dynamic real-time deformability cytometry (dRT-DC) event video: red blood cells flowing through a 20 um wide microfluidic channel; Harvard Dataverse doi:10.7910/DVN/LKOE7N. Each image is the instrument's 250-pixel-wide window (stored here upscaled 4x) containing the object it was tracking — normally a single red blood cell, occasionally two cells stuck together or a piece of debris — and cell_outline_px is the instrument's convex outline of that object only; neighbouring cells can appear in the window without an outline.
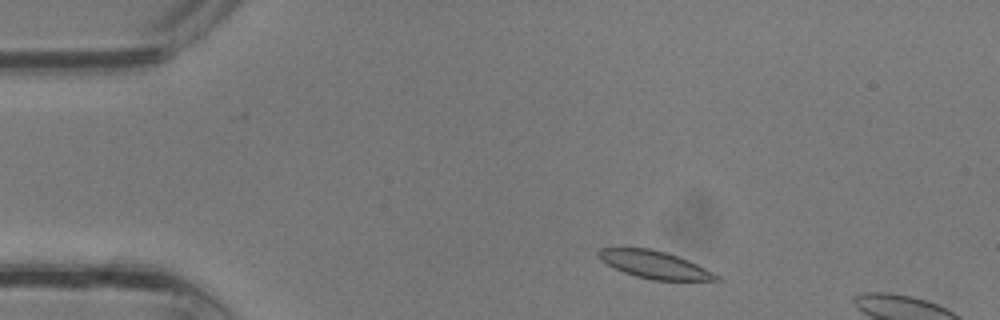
{"species": "common noctule bat (a hibernating species)", "species_latin": "Nyctalus noctula", "temperature_condition": "room temperature", "stored_images_in_passage": 6, "camera_frame_rate_fps": 3000, "um_per_image_px": 0.085, "animal": {"sex": "male", "body_mass_g": 13.3}, "frame": {"image": 1, "passage_image": 1, "time_ms": 0.0, "image_size_px": [1000, 320], "cell_outline_px": [[720, 280], [652, 280], [636, 276], [624, 272], [600, 260], [596, 252], [600, 248], [648, 248], [664, 252], [688, 260], [720, 276]], "centroid_in_image_um": [55.61, 22.5], "position_along_channel_um": 29.4, "area_um2": 18.5}}
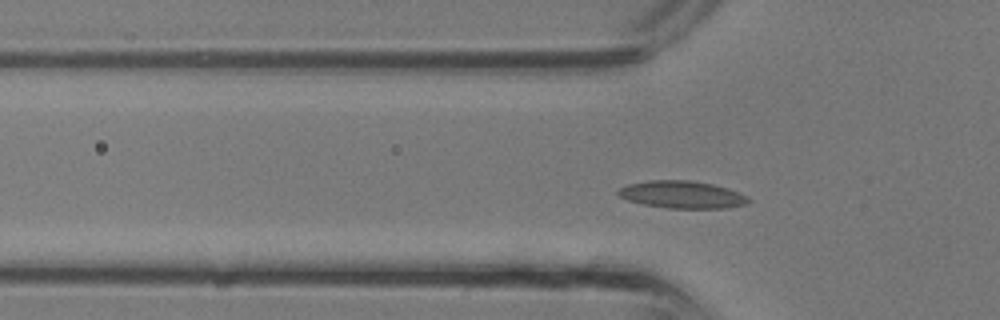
{"frame": {"image": 2, "passage_image": 6, "time_ms": 1.667, "image_size_px": [1000, 320], "cell_outline_px": [[748, 204], [724, 208], [668, 208], [644, 204], [628, 200], [620, 196], [616, 192], [620, 188], [628, 184], [648, 180], [688, 180], [712, 184], [736, 192], [744, 196], [748, 200]], "centroid_in_image_um": [57.91, 16.54], "position_along_channel_um": 67.9, "area_um2": 20.35}}